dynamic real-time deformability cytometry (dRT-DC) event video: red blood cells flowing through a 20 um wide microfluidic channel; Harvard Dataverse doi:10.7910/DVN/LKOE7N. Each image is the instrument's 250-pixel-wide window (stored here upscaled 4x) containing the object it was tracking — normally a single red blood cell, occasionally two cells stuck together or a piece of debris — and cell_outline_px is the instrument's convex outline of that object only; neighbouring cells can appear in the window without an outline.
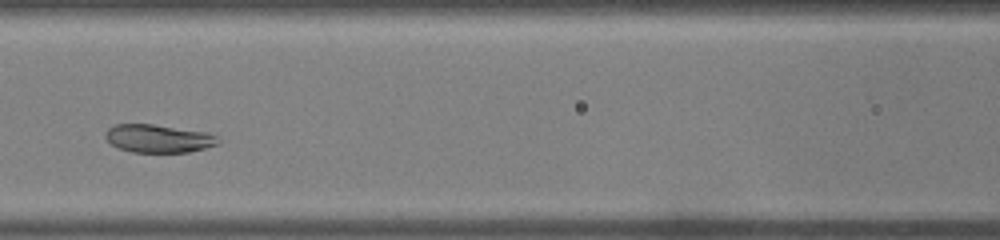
{"species": "common noctule bat (a hibernating species)", "species_latin": "Nyctalus noctula", "temperature_condition": "warm", "stored_images_in_passage": 27, "camera_frame_rate_fps": 3000, "um_per_image_px": 0.085, "animal": {"sex": "male", "body_mass_g": 19.0, "forearm_length_mm": 50.8}, "frame": {"image": 1, "passage_image": 9, "time_ms": 2.667, "image_size_px": [1000, 240], "cell_outline_px": [[220, 144], [188, 152], [132, 152], [120, 148], [112, 144], [104, 136], [104, 132], [108, 128], [116, 124], [152, 124], [208, 132], [216, 136], [220, 140]], "centroid_in_image_um": [13.48, 11.77], "position_along_channel_um": 153.1, "area_um2": 18.44}}
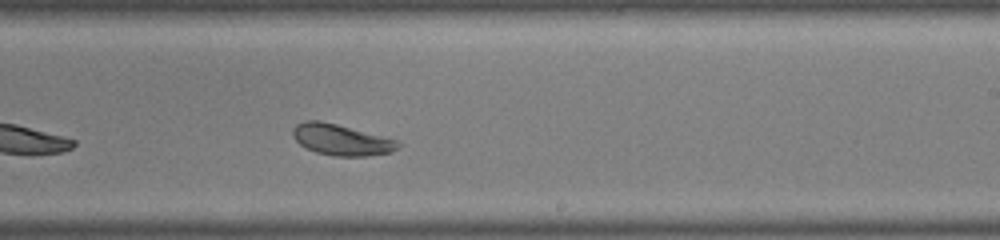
{"frame": {"image": 2, "passage_image": 17, "time_ms": 5.333, "image_size_px": [1000, 240], "cell_outline_px": [[400, 144], [392, 152], [368, 156], [332, 156], [316, 152], [300, 144], [292, 136], [292, 128], [296, 124], [304, 120], [320, 120], [336, 124], [396, 140]], "centroid_in_image_um": [28.95, 11.88], "position_along_channel_um": 260.0, "area_um2": 18.84}}
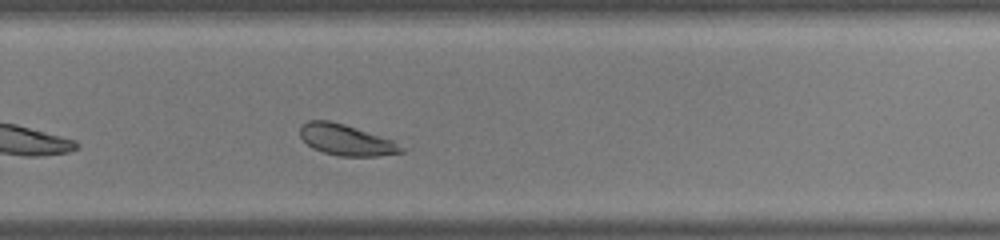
{"frame": {"image": 3, "passage_image": 20, "time_ms": 6.333, "image_size_px": [1000, 240], "cell_outline_px": [[408, 148], [404, 152], [380, 156], [340, 156], [324, 152], [312, 148], [300, 136], [300, 128], [308, 120], [328, 120], [344, 124], [392, 140]], "centroid_in_image_um": [29.47, 11.9], "position_along_channel_um": 300.3, "area_um2": 18.21}, "authors_computed_cell_mechanics": {"area_um2": 19.4208, "velocity_mm_per_s": 4.029, "shape_relaxation_time_tau1_ms": 5.762, "shape_relaxation_time_tau2_ms": null, "deformation_change_tau1": 0.1613, "deformation_change_tau2": null}}